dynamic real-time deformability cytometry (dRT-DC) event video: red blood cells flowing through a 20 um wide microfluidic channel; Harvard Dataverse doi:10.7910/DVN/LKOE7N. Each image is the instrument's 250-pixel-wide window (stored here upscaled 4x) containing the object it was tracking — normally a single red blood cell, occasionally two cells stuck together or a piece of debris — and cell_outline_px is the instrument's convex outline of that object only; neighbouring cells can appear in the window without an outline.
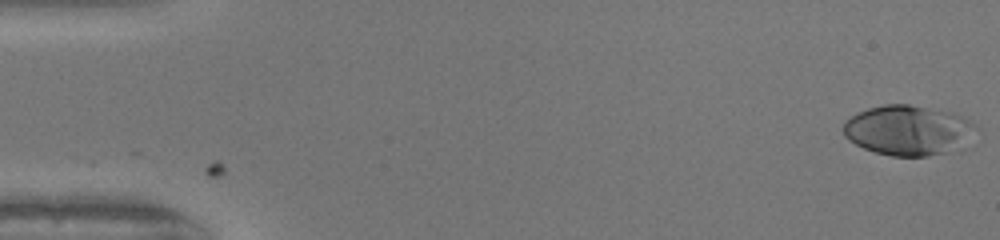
{"species": "human", "species_latin": "Homo sapiens", "temperature_condition": "warm", "stored_images_in_passage": 51, "camera_frame_rate_fps": 3000, "um_per_image_px": 0.085, "donor": {"sex": "female"}, "frame": {"image": 1, "passage_image": 1, "time_ms": 0.0, "image_size_px": [1000, 240], "cell_outline_px": [[980, 128], [944, 152], [928, 156], [892, 156], [876, 152], [864, 148], [848, 140], [844, 136], [844, 120], [856, 112], [868, 108], [884, 104], [908, 104], [952, 112], [964, 116]], "centroid_in_image_um": [77.1, 11.03], "position_along_channel_um": 7.9, "area_um2": 38.03}}
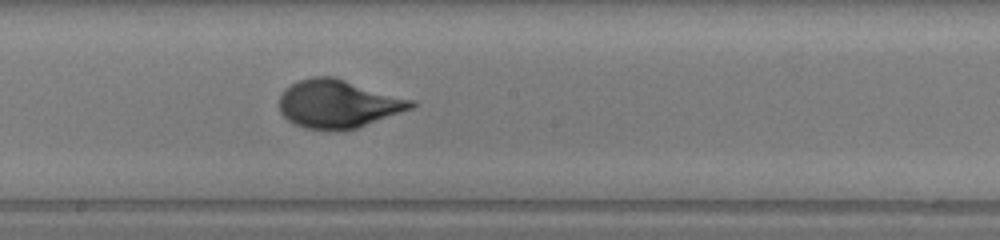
{"frame": {"image": 2, "passage_image": 28, "time_ms": 9.0, "image_size_px": [1000, 240], "cell_outline_px": [[416, 104], [412, 108], [356, 128], [304, 128], [288, 120], [280, 112], [280, 96], [284, 88], [300, 80], [312, 76], [336, 76], [416, 100]], "centroid_in_image_um": [28.77, 8.77], "position_along_channel_um": 219.4, "area_um2": 36.76}}
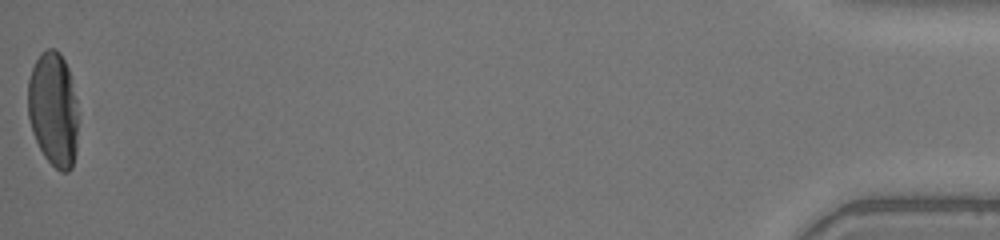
{"frame": {"image": 3, "passage_image": 51, "time_ms": 16.667, "image_size_px": [1000, 240], "cell_outline_px": [[76, 152], [72, 168], [68, 172], [60, 172], [44, 156], [32, 132], [28, 116], [28, 80], [32, 68], [40, 52], [48, 48], [56, 48], [60, 52], [68, 68], [76, 100]], "centroid_in_image_um": [4.52, 9.28], "position_along_channel_um": 430.7, "area_um2": 33.47}, "authors_computed_cell_mechanics": {"area_um2": 36.2984, "velocity_mm_per_s": 4.0814, "shape_relaxation_time_tau1_ms": 4.2902, "shape_relaxation_time_tau2_ms": null, "deformation_change_tau1": 0.2239, "deformation_change_tau2": null}}